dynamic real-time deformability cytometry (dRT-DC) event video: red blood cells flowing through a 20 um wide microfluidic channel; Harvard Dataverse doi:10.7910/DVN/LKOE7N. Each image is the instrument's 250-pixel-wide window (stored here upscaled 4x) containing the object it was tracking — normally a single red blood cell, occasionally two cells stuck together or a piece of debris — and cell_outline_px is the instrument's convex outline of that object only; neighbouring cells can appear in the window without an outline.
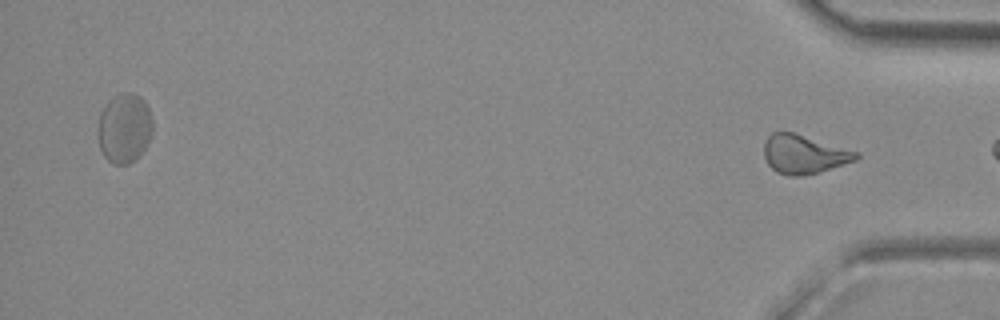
{"species": "common noctule bat (a hibernating species)", "species_latin": "Nyctalus noctula", "temperature_condition": "room temperature", "stored_images_in_passage": 34, "segment_of_instrument_passage": [2, 2], "camera_frame_rate_fps": 3000, "um_per_image_px": 0.085, "animal": {"sex": "female", "body_mass_g": 29.2, "forearm_length_mm": 56.3}, "frame": {"image": 1, "passage_image": 34, "time_ms": 11.0, "image_size_px": [1000, 320], "cell_outline_px": [[860, 156], [856, 160], [804, 176], [788, 176], [776, 172], [768, 164], [764, 156], [764, 144], [768, 136], [772, 132], [780, 128], [860, 152]], "centroid_in_image_um": [68.3, 13.08], "position_along_channel_um": 366.9, "area_um2": 21.1}}